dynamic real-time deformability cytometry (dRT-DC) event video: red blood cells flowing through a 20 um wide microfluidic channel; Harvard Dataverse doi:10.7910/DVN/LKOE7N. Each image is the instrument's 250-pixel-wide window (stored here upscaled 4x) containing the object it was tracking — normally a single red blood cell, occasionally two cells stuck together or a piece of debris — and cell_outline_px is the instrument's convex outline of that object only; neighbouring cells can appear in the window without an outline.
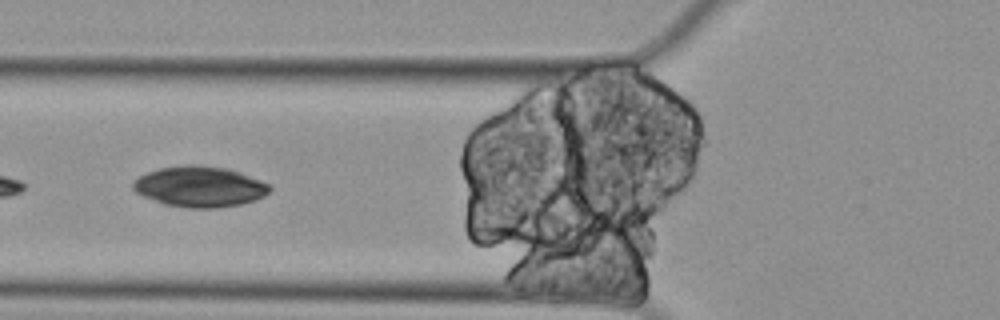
{"species": "Egyptian fruit bat (a non-hibernating species)", "species_latin": "Rousettus aegyptiacus", "temperature_condition": "cold", "stored_images_in_passage": 11, "camera_frame_rate_fps": 3000, "um_per_image_px": 0.085, "animal": {"sex": "female"}, "frame": {"image": 1, "passage_image": 3, "time_ms": 0.667, "image_size_px": [1000, 320], "cell_outline_px": [[272, 188], [264, 196], [256, 200], [240, 204], [216, 208], [188, 208], [164, 204], [144, 196], [136, 192], [132, 188], [132, 184], [140, 176], [148, 172], [160, 168], [184, 164], [200, 164], [228, 168], [240, 172], [272, 184]], "centroid_in_image_um": [17.02, 15.85], "position_along_channel_um": 108.8, "area_um2": 32.6}}
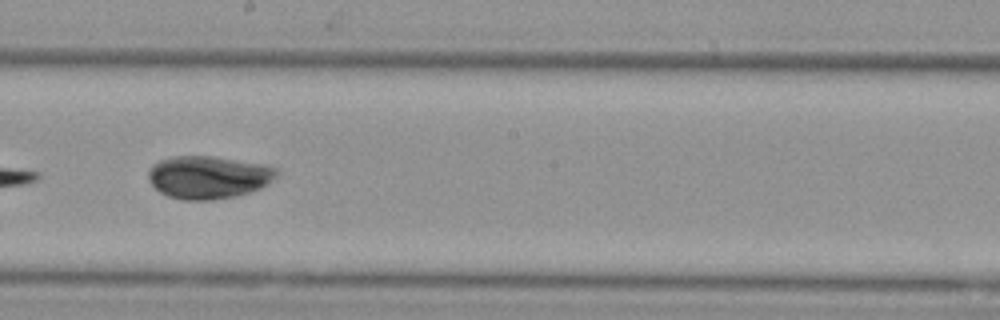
{"frame": {"image": 2, "passage_image": 6, "time_ms": 1.667, "image_size_px": [1000, 320], "cell_outline_px": [[280, 172], [268, 184], [260, 188], [248, 192], [232, 196], [212, 200], [184, 200], [168, 196], [160, 192], [152, 184], [148, 176], [148, 168], [152, 164], [160, 160], [172, 156], [212, 156], [264, 164], [276, 168]], "centroid_in_image_um": [17.7, 15.05], "position_along_channel_um": 230.5, "area_um2": 31.96}}
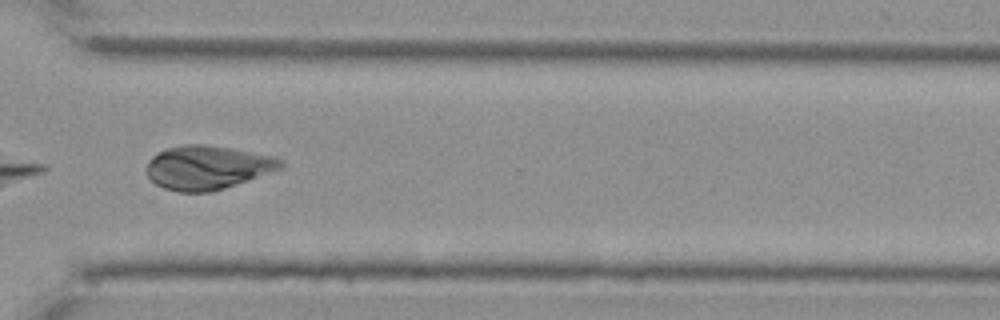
{"frame": {"image": 3, "passage_image": 9, "time_ms": 2.667, "image_size_px": [1000, 320], "cell_outline_px": [[284, 168], [224, 188], [208, 192], [180, 192], [164, 188], [156, 184], [148, 176], [148, 160], [152, 156], [168, 148], [184, 144], [204, 144], [232, 148], [272, 156], [284, 160]], "centroid_in_image_um": [17.66, 14.23], "position_along_channel_um": 352.9, "area_um2": 34.1}}